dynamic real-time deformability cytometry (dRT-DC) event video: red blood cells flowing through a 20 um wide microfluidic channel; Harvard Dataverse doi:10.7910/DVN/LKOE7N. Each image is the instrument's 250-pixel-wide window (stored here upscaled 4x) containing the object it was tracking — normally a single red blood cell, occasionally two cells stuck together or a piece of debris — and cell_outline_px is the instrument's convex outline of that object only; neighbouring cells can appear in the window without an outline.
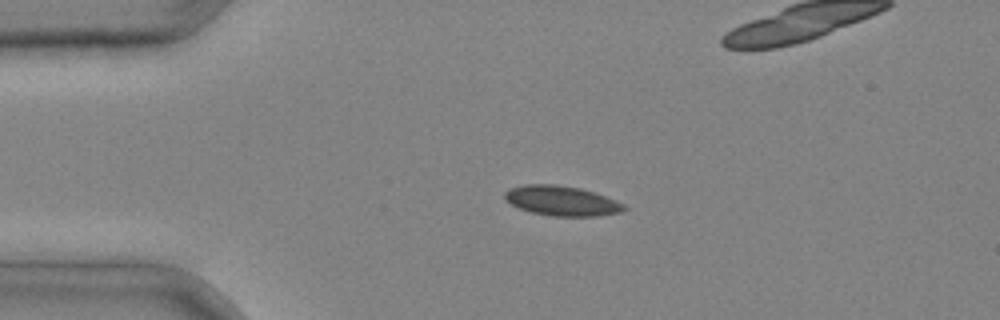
{"species": "common noctule bat (a hibernating species)", "species_latin": "Nyctalus noctula", "temperature_condition": "cold", "stored_images_in_passage": 3, "camera_frame_rate_fps": 3000, "um_per_image_px": 0.085, "animal": {"sex": "male", "body_mass_g": 20.4}, "frame": {"image": 1, "passage_image": 1, "time_ms": 0.0, "image_size_px": [1000, 320], "cell_outline_px": [[628, 208], [620, 212], [596, 216], [552, 216], [532, 212], [520, 208], [504, 200], [504, 192], [512, 188], [524, 184], [556, 184], [580, 188], [596, 192], [616, 200], [624, 204]], "centroid_in_image_um": [47.76, 17.06], "position_along_channel_um": 37.2, "area_um2": 20.81}}